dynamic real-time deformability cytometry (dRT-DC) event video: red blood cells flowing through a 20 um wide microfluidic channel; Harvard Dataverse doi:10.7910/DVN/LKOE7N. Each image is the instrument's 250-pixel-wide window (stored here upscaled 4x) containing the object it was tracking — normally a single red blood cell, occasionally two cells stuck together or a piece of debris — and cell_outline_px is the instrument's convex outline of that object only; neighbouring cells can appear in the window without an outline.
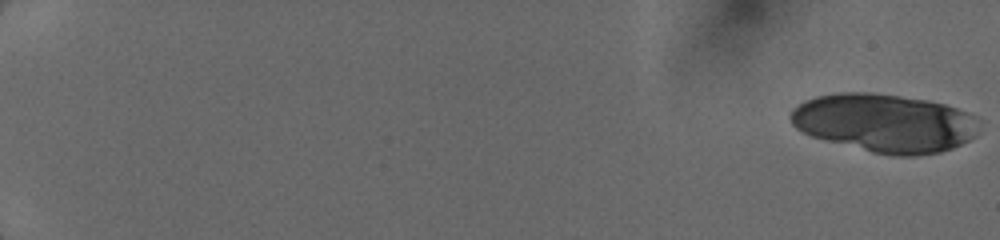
{"species": "human", "species_latin": "Homo sapiens", "temperature_condition": "cold", "stored_images_in_passage": 18, "camera_frame_rate_fps": 3000, "um_per_image_px": 0.085, "donor": {"sex": "female"}, "frame": {"image": 1, "passage_image": 1, "time_ms": 0.0, "image_size_px": [1000, 240], "cell_outline_px": [[984, 120], [976, 136], [952, 148], [940, 152], [916, 156], [892, 156], [872, 152], [812, 136], [796, 128], [792, 124], [788, 116], [792, 108], [804, 100], [816, 96], [836, 92], [872, 92], [928, 100], [944, 104], [968, 112]], "centroid_in_image_um": [75.23, 10.44], "position_along_channel_um": 9.8, "area_um2": 64.79}}